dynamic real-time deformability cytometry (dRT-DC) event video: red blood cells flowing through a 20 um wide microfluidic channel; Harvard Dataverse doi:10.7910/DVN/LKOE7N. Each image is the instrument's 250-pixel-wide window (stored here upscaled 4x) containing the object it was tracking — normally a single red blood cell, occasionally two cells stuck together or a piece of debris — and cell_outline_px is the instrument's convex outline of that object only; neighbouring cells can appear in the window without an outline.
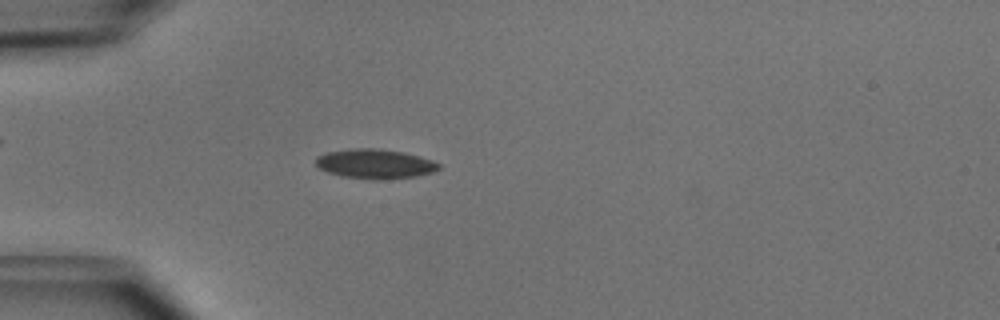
{"species": "common noctule bat (a hibernating species)", "species_latin": "Nyctalus noctula", "temperature_condition": "cold", "stored_images_in_passage": 50, "camera_frame_rate_fps": 3000, "um_per_image_px": 0.085, "animal": {"sex": "male", "body_mass_g": 15.6}, "frame": {"image": 1, "passage_image": 14, "time_ms": 4.333, "image_size_px": [1000, 320], "cell_outline_px": [[440, 168], [432, 172], [416, 176], [380, 180], [376, 180], [344, 176], [328, 172], [320, 168], [316, 164], [316, 156], [324, 152], [352, 148], [376, 148], [404, 152], [420, 156], [432, 160], [440, 164]], "centroid_in_image_um": [31.87, 13.91], "position_along_channel_um": 53.1, "area_um2": 21.21}}
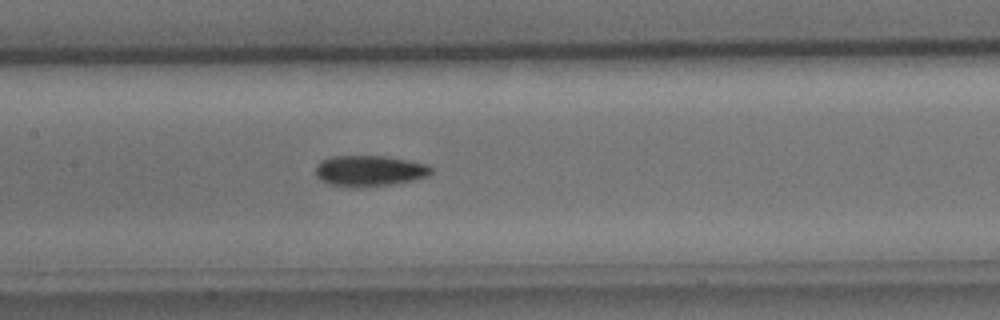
{"frame": {"image": 2, "passage_image": 24, "time_ms": 7.667, "image_size_px": [1000, 320], "cell_outline_px": [[432, 172], [428, 176], [412, 180], [392, 184], [364, 188], [352, 188], [328, 184], [320, 180], [316, 176], [316, 164], [320, 160], [332, 156], [384, 156], [408, 160], [428, 164], [432, 168]], "centroid_in_image_um": [31.37, 14.53], "position_along_channel_um": 176.0, "area_um2": 21.15}}
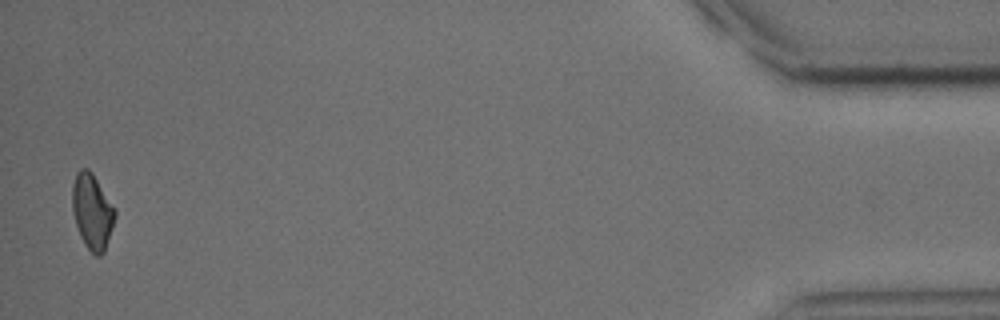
{"frame": {"image": 3, "passage_image": 49, "time_ms": 16.0, "image_size_px": [1000, 320], "cell_outline_px": [[116, 216], [104, 252], [100, 256], [96, 256], [84, 244], [80, 236], [72, 212], [72, 184], [76, 172], [80, 168], [88, 168], [92, 172], [116, 208]], "centroid_in_image_um": [7.83, 17.95], "position_along_channel_um": 427.4, "area_um2": 18.96}, "authors_computed_cell_mechanics": {"area_um2": 19.3919, "velocity_mm_per_s": 4.0042, "shape_relaxation_time_tau1_ms": 3.1028, "shape_relaxation_time_tau2_ms": 7.3357, "deformation_change_tau1": 0.076, "deformation_change_tau2": 0.1323}}